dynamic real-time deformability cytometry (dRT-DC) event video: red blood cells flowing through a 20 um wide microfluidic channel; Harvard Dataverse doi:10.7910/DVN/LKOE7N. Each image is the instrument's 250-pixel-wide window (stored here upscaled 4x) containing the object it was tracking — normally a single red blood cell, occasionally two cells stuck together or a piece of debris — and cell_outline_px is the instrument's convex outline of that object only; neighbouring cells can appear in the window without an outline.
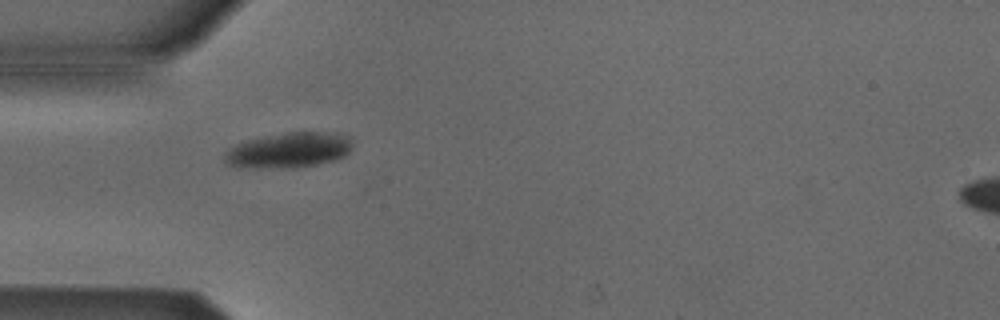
{"species": "Egyptian fruit bat (a non-hibernating species)", "species_latin": "Rousettus aegyptiacus", "temperature_condition": "cold", "stored_images_in_passage": 38, "camera_frame_rate_fps": 3000, "um_per_image_px": 0.085, "animal": {"sex": "male"}, "frame": {"image": 1, "passage_image": 1, "time_ms": 0.0, "image_size_px": [1000, 320], "cell_outline_px": [[352, 148], [344, 156], [336, 160], [316, 164], [280, 168], [240, 168], [224, 164], [224, 152], [228, 148], [236, 144], [248, 140], [264, 136], [288, 132], [336, 132], [348, 136], [352, 144]], "centroid_in_image_um": [24.5, 12.77], "position_along_channel_um": 60.5, "area_um2": 26.53}}
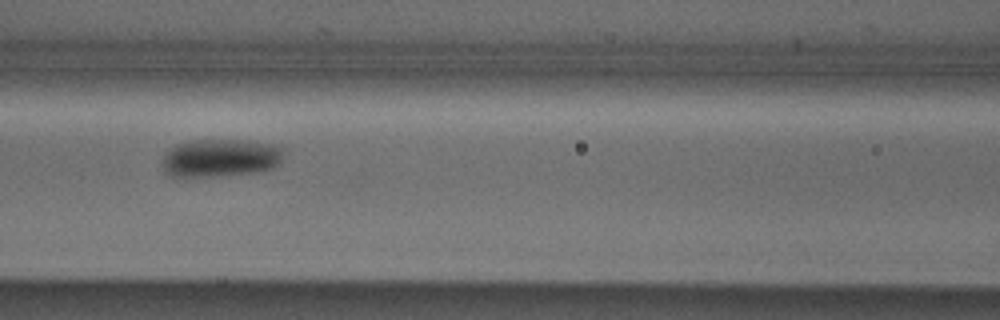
{"frame": {"image": 2, "passage_image": 8, "time_ms": 2.333, "image_size_px": [1000, 320], "cell_outline_px": [[284, 148], [280, 160], [272, 168], [256, 172], [212, 176], [168, 176], [164, 172], [160, 164], [164, 156], [176, 144], [192, 140], [252, 140], [272, 144]], "centroid_in_image_um": [18.7, 13.41], "position_along_channel_um": 147.9, "area_um2": 26.82}}
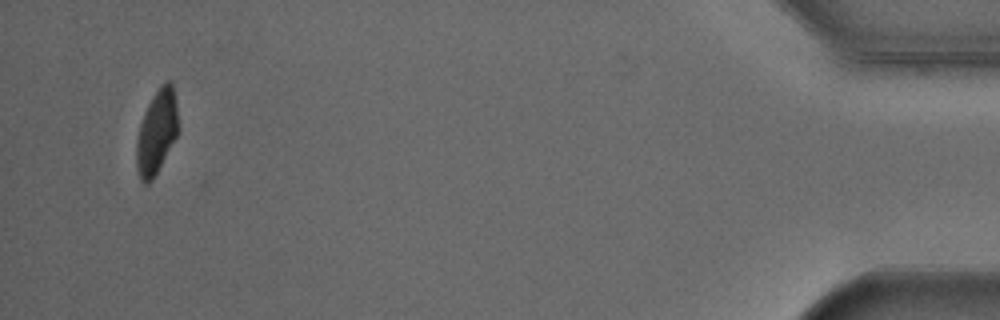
{"frame": {"image": 3, "passage_image": 36, "time_ms": 11.667, "image_size_px": [1000, 320], "cell_outline_px": [[180, 128], [176, 136], [152, 180], [148, 184], [144, 184], [140, 180], [136, 164], [136, 140], [140, 124], [144, 112], [152, 96], [160, 84], [164, 80], [168, 80], [172, 84], [176, 104]], "centroid_in_image_um": [13.31, 11.19], "position_along_channel_um": 421.9, "area_um2": 20.46}, "authors_computed_cell_mechanics": {"area_um2": 24.6228, "velocity_mm_per_s": 3.851, "shape_relaxation_time_tau1_ms": 3.6159, "shape_relaxation_time_tau2_ms": null, "deformation_change_tau1": 0.1102, "deformation_change_tau2": null}}